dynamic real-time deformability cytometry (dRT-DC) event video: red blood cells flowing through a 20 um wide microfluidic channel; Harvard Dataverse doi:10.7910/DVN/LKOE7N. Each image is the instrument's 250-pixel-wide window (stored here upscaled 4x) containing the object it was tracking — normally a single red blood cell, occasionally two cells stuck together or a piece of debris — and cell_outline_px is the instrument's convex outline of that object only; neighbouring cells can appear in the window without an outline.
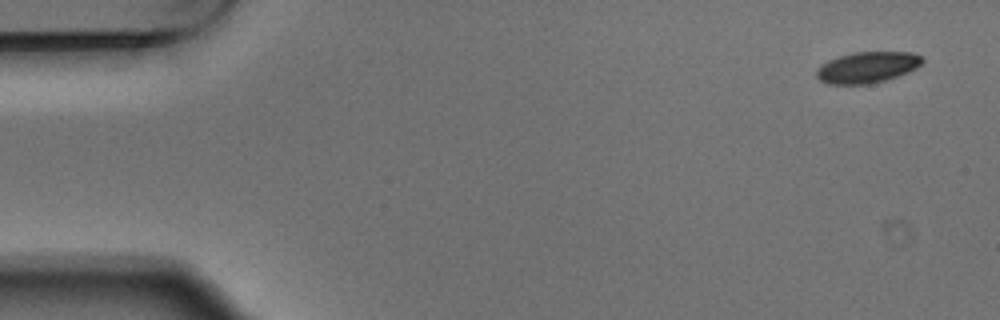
{"species": "Egyptian fruit bat (a non-hibernating species)", "species_latin": "Rousettus aegyptiacus", "temperature_condition": "warm", "stored_images_in_passage": 4, "camera_frame_rate_fps": 3000, "um_per_image_px": 0.085, "animal": {"sex": "male"}, "frame": {"image": 1, "passage_image": 1, "time_ms": 0.0, "image_size_px": [1000, 320], "cell_outline_px": [[924, 60], [916, 68], [908, 72], [884, 80], [868, 84], [828, 84], [820, 80], [816, 76], [816, 68], [828, 60], [840, 56], [856, 52], [912, 52], [920, 56]], "centroid_in_image_um": [73.69, 5.72], "position_along_channel_um": 11.3, "area_um2": 19.02}}
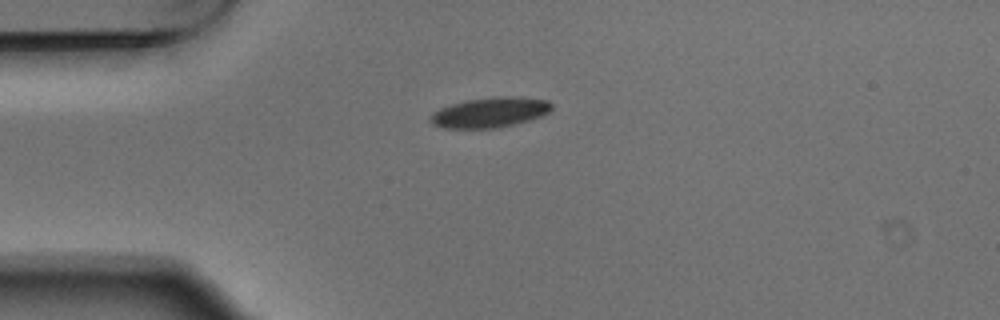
{"frame": {"image": 2, "passage_image": 4, "time_ms": 1.0, "image_size_px": [1000, 320], "cell_outline_px": [[552, 108], [548, 112], [540, 116], [528, 120], [496, 128], [444, 128], [432, 124], [428, 120], [432, 112], [440, 108], [452, 104], [468, 100], [500, 96], [516, 96], [548, 100], [552, 104]], "centroid_in_image_um": [41.62, 9.55], "position_along_channel_um": 43.4, "area_um2": 21.15}}